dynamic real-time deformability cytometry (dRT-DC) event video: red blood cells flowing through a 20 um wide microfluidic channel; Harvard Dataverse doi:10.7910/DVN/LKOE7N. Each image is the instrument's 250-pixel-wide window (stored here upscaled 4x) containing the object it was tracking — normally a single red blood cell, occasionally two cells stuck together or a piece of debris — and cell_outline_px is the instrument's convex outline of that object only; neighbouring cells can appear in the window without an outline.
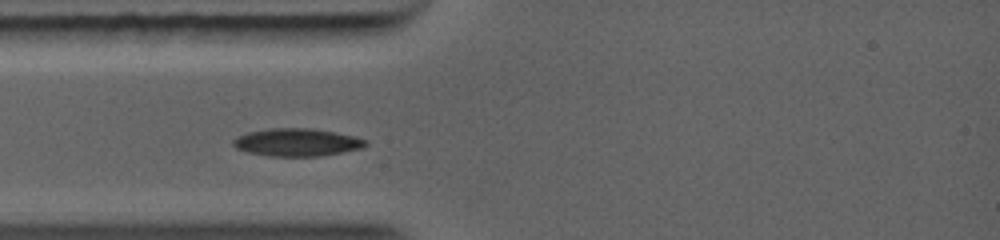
{"species": "common noctule bat (a hibernating species)", "species_latin": "Nyctalus noctula", "temperature_condition": "warm", "stored_images_in_passage": 2, "camera_frame_rate_fps": 5000, "um_per_image_px": 0.085, "animal": {"sex": "female", "body_mass_g": 19.0, "forearm_length_mm": 56.7}, "frame": {"image": 1, "passage_image": 1, "time_ms": 0.0, "image_size_px": [1000, 240], "cell_outline_px": [[364, 144], [356, 148], [336, 152], [312, 156], [276, 156], [252, 152], [240, 148], [236, 144], [236, 140], [240, 136], [252, 132], [284, 128], [296, 128], [332, 132], [364, 140]], "centroid_in_image_um": [25.21, 12.1], "position_along_channel_um": 59.8, "area_um2": 19.31}}